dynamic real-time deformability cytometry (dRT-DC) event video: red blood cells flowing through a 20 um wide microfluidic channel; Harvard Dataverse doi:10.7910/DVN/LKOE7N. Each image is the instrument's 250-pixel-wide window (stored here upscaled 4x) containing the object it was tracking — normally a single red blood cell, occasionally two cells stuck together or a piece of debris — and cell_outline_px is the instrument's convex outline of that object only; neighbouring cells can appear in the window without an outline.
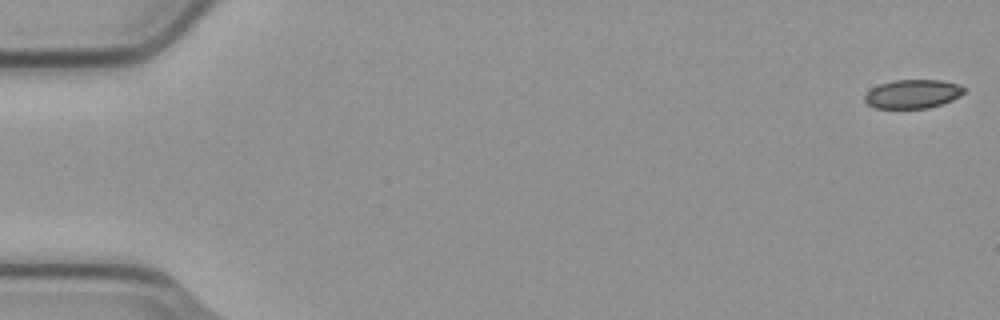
{"species": "common noctule bat (a hibernating species)", "species_latin": "Nyctalus noctula", "temperature_condition": "cold", "stored_images_in_passage": 9, "camera_frame_rate_fps": 3000, "um_per_image_px": 0.085, "animal": {"sex": "male", "body_mass_g": 23.1, "forearm_length_mm": 52.7}, "frame": {"image": 1, "passage_image": 1, "time_ms": 0.0, "image_size_px": [1000, 320], "cell_outline_px": [[964, 92], [960, 96], [952, 100], [928, 108], [876, 108], [868, 104], [864, 100], [864, 96], [872, 88], [880, 84], [896, 80], [944, 80], [960, 84], [964, 88]], "centroid_in_image_um": [77.6, 7.98], "position_along_channel_um": 7.4, "area_um2": 16.59}}